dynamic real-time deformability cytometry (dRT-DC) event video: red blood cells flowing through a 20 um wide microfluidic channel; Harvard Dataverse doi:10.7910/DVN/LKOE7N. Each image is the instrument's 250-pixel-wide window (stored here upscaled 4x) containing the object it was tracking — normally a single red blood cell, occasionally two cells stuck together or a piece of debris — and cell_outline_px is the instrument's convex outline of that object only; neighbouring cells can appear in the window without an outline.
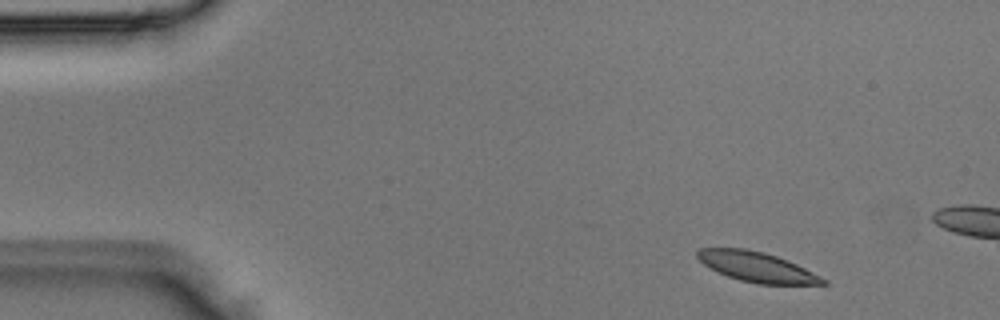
{"species": "Egyptian fruit bat (a non-hibernating species)", "species_latin": "Rousettus aegyptiacus", "temperature_condition": "room temperature", "stored_images_in_passage": 3, "camera_frame_rate_fps": 3000, "um_per_image_px": 0.085, "animal": {"sex": "male"}, "frame": {"image": 1, "passage_image": 1, "time_ms": 0.0, "image_size_px": [1000, 320], "cell_outline_px": [[828, 284], [756, 284], [740, 280], [728, 276], [704, 264], [696, 256], [696, 252], [700, 248], [744, 248], [764, 252], [788, 260], [828, 280]], "centroid_in_image_um": [64.35, 22.68], "position_along_channel_um": 20.7, "area_um2": 21.68}}